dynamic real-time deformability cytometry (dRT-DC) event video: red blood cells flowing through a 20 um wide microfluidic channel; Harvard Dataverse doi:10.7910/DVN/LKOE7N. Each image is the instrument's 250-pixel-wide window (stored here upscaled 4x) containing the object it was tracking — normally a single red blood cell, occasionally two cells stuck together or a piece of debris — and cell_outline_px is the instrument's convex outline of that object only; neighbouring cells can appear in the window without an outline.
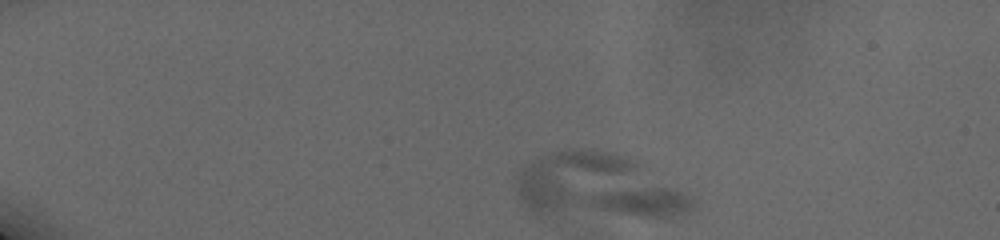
{"species": "human", "species_latin": "Homo sapiens", "temperature_condition": "cold", "stored_images_in_passage": 37, "camera_frame_rate_fps": 3000, "um_per_image_px": 0.085, "donor": {"sex": "male"}, "frame": {"image": 1, "passage_image": 1, "time_ms": 0.0, "image_size_px": [1000, 240], "cell_outline_px": [[700, 200], [696, 208], [692, 212], [684, 216], [536, 216], [528, 212], [516, 200], [516, 176], [520, 168], [552, 152], [572, 148], [604, 152], [620, 156], [636, 164]], "centroid_in_image_um": [50.73, 15.94], "position_along_channel_um": 34.3, "area_um2": 66.76}}
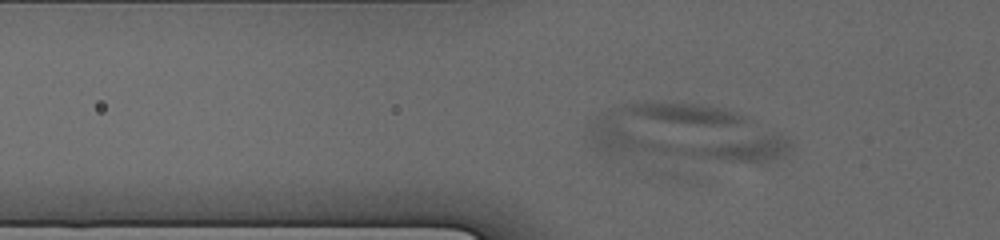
{"frame": {"image": 2, "passage_image": 11, "time_ms": 3.333, "image_size_px": [1000, 240], "cell_outline_px": [[792, 148], [776, 160], [760, 164], [600, 152], [592, 144], [588, 128], [588, 124], [600, 112], [624, 104], [696, 104], [724, 108], [744, 116], [788, 140], [792, 144]], "centroid_in_image_um": [58.25, 11.37], "position_along_channel_um": 67.6, "area_um2": 66.18}}